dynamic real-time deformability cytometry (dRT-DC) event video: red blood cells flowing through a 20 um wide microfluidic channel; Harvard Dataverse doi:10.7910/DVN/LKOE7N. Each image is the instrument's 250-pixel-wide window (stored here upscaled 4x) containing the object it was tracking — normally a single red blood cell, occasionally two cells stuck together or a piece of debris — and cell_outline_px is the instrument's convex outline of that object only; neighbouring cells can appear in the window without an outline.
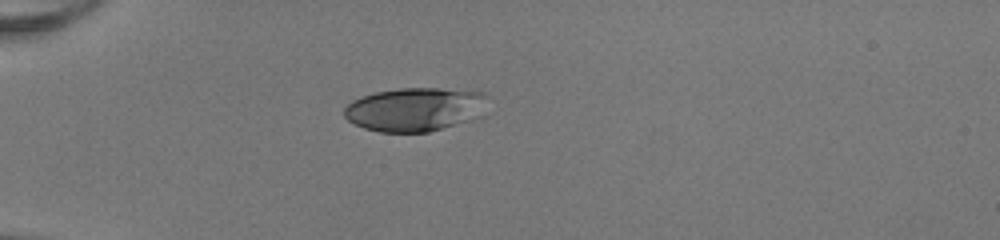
{"species": "human", "species_latin": "Homo sapiens", "temperature_condition": "room temperature", "stored_images_in_passage": 36, "camera_frame_rate_fps": 3000, "um_per_image_px": 0.085, "donor": {"sex": "female"}, "frame": {"image": 1, "passage_image": 1, "time_ms": 0.0, "image_size_px": [1000, 240], "cell_outline_px": [[488, 96], [484, 116], [480, 120], [428, 132], [380, 132], [364, 128], [348, 120], [344, 116], [344, 108], [352, 100], [376, 92], [400, 88], [440, 88], [484, 92]], "centroid_in_image_um": [35.39, 9.31], "position_along_channel_um": 49.6, "area_um2": 37.34}}
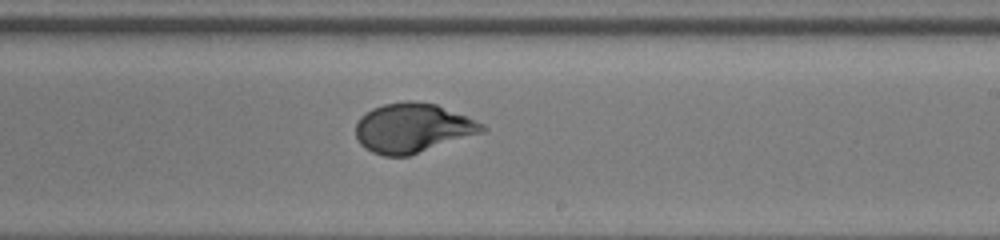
{"frame": {"image": 2, "passage_image": 18, "time_ms": 5.667, "image_size_px": [1000, 240], "cell_outline_px": [[488, 128], [484, 132], [408, 156], [384, 156], [372, 152], [364, 148], [360, 144], [356, 136], [356, 124], [360, 116], [372, 108], [384, 104], [408, 100], [416, 100], [436, 104], [484, 124]], "centroid_in_image_um": [35.06, 10.88], "position_along_channel_um": 253.9, "area_um2": 36.41}}
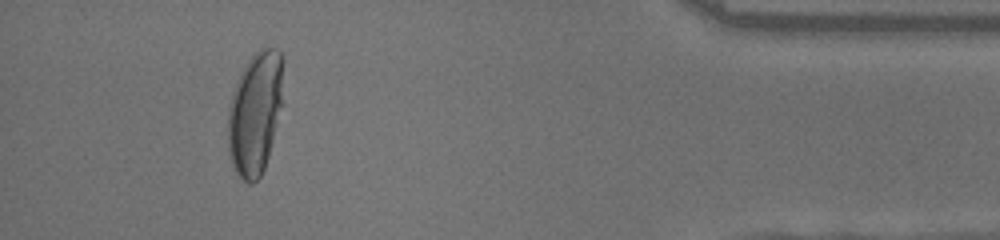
{"frame": {"image": 3, "passage_image": 33, "time_ms": 10.667, "image_size_px": [1000, 240], "cell_outline_px": [[284, 60], [280, 104], [272, 140], [268, 156], [264, 168], [260, 176], [252, 184], [248, 184], [236, 172], [232, 164], [228, 152], [228, 108], [236, 80], [240, 72], [248, 60], [260, 48], [276, 48], [280, 52]], "centroid_in_image_um": [21.66, 9.58], "position_along_channel_um": 413.5, "area_um2": 39.19}, "authors_computed_cell_mechanics": {"area_um2": 35.9805, "velocity_mm_per_s": 4.0881, "shape_relaxation_time_tau1_ms": 7.3292, "shape_relaxation_time_tau2_ms": null, "deformation_change_tau1": 0.3128, "deformation_change_tau2": null}}